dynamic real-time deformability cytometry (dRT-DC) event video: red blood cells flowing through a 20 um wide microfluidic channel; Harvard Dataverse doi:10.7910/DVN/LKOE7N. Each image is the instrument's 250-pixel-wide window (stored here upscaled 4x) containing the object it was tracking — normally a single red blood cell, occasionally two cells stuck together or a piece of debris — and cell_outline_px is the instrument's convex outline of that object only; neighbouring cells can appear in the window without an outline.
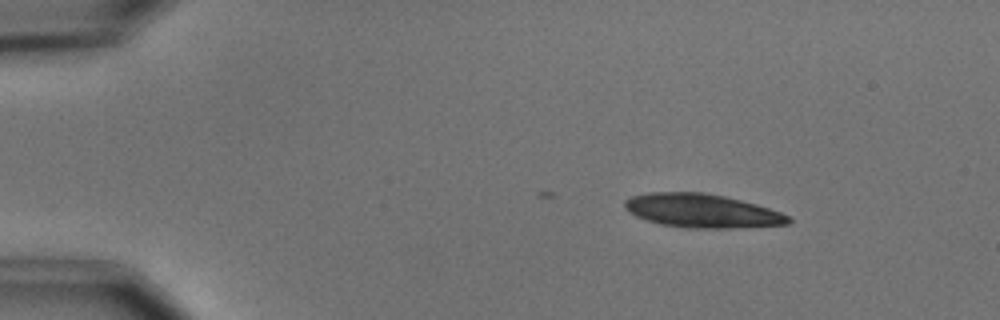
{"species": "common noctule bat (a hibernating species)", "species_latin": "Nyctalus noctula", "temperature_condition": "cold", "stored_images_in_passage": 5, "camera_frame_rate_fps": 3000, "um_per_image_px": 0.085, "animal": {"sex": "male", "body_mass_g": 15.6}, "frame": {"image": 1, "passage_image": 1, "time_ms": 0.0, "image_size_px": [1000, 320], "cell_outline_px": [[792, 220], [788, 224], [732, 228], [684, 228], [660, 224], [636, 216], [628, 212], [624, 208], [624, 200], [628, 196], [648, 192], [704, 192], [724, 196], [756, 204], [792, 216]], "centroid_in_image_um": [59.63, 17.91], "position_along_channel_um": 25.4, "area_um2": 32.37}}
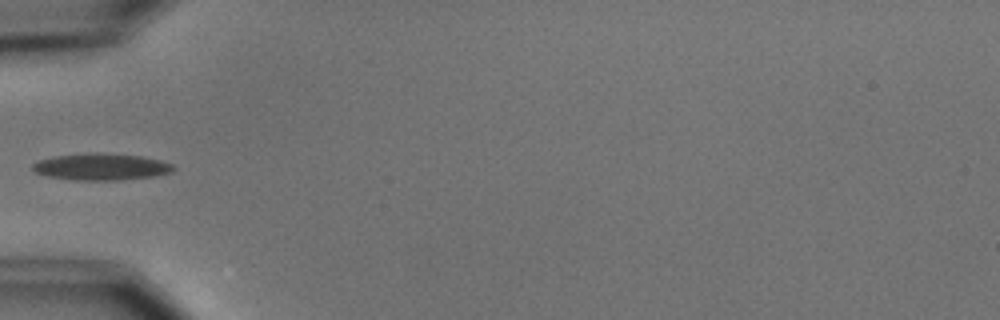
{"frame": {"image": 2, "passage_image": 4, "time_ms": 3.667, "image_size_px": [1000, 320], "cell_outline_px": [[176, 168], [172, 172], [156, 176], [116, 180], [76, 180], [48, 176], [36, 172], [32, 168], [32, 164], [40, 160], [56, 156], [96, 152], [140, 156], [160, 160], [172, 164]], "centroid_in_image_um": [8.64, 14.18], "position_along_channel_um": 76.4, "area_um2": 21.73}}